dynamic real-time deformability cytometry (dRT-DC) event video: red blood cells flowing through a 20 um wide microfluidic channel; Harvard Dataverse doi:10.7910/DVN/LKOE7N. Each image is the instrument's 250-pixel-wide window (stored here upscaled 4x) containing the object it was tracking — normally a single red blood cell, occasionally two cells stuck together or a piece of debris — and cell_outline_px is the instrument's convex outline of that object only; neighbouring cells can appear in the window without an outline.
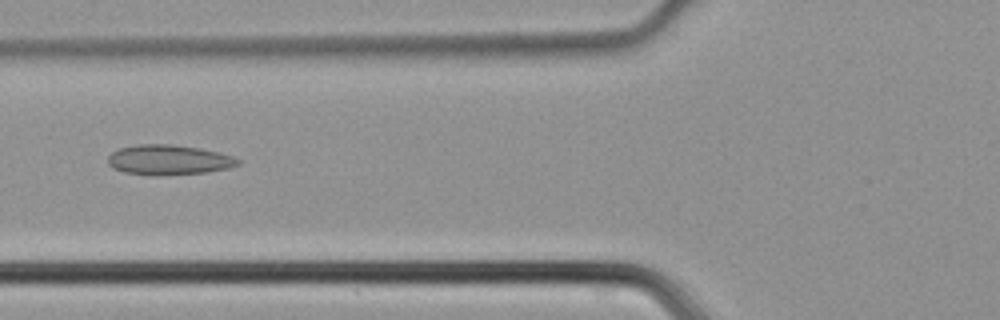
{"species": "common noctule bat (a hibernating species)", "species_latin": "Nyctalus noctula", "temperature_condition": "cold", "stored_images_in_passage": 33, "camera_frame_rate_fps": 3000, "um_per_image_px": 0.085, "animal": {"sex": "male", "body_mass_g": 21.5, "forearm_length_mm": 52.0}, "frame": {"image": 1, "passage_image": 5, "time_ms": 1.333, "image_size_px": [1000, 320], "cell_outline_px": [[240, 164], [228, 168], [208, 172], [124, 172], [112, 168], [108, 164], [108, 156], [116, 148], [136, 144], [172, 144], [200, 148], [220, 152], [232, 156], [240, 160]], "centroid_in_image_um": [14.34, 13.52], "position_along_channel_um": 111.5, "area_um2": 21.85}}
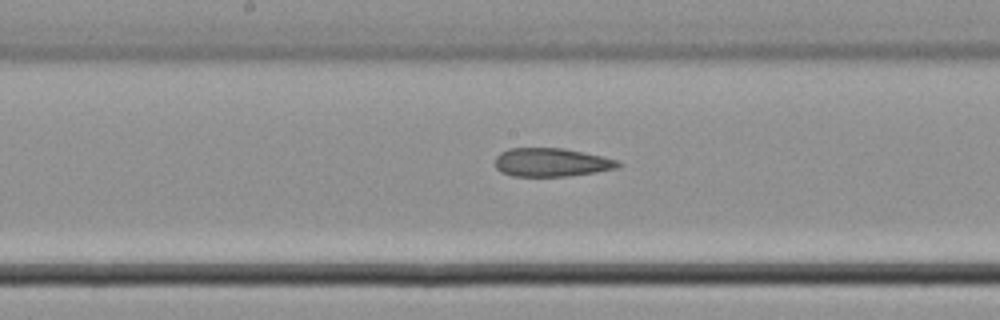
{"frame": {"image": 2, "passage_image": 11, "time_ms": 3.333, "image_size_px": [1000, 320], "cell_outline_px": [[620, 164], [616, 168], [596, 172], [568, 176], [512, 176], [500, 172], [496, 168], [496, 156], [500, 152], [508, 148], [564, 148], [604, 156], [616, 160]], "centroid_in_image_um": [46.84, 13.79], "position_along_channel_um": 201.4, "area_um2": 20.46}}
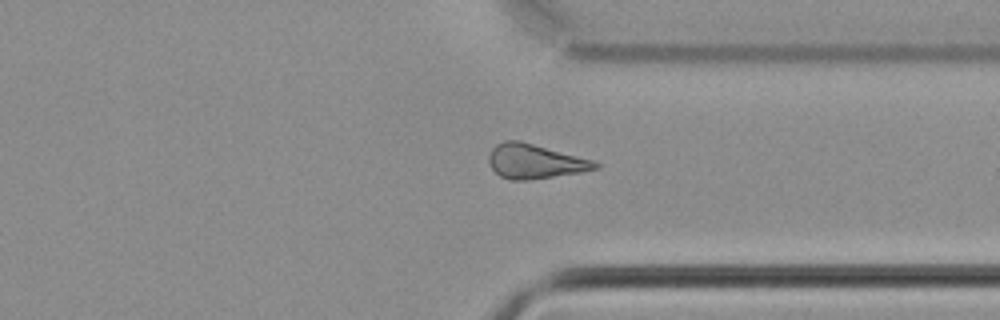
{"frame": {"image": 3, "passage_image": 22, "time_ms": 7.0, "image_size_px": [1000, 320], "cell_outline_px": [[600, 168], [580, 172], [528, 180], [508, 180], [500, 176], [492, 168], [488, 160], [488, 156], [492, 148], [496, 144], [504, 140], [520, 140], [592, 160], [600, 164]], "centroid_in_image_um": [45.43, 13.71], "position_along_channel_um": 366.0, "area_um2": 21.27}}